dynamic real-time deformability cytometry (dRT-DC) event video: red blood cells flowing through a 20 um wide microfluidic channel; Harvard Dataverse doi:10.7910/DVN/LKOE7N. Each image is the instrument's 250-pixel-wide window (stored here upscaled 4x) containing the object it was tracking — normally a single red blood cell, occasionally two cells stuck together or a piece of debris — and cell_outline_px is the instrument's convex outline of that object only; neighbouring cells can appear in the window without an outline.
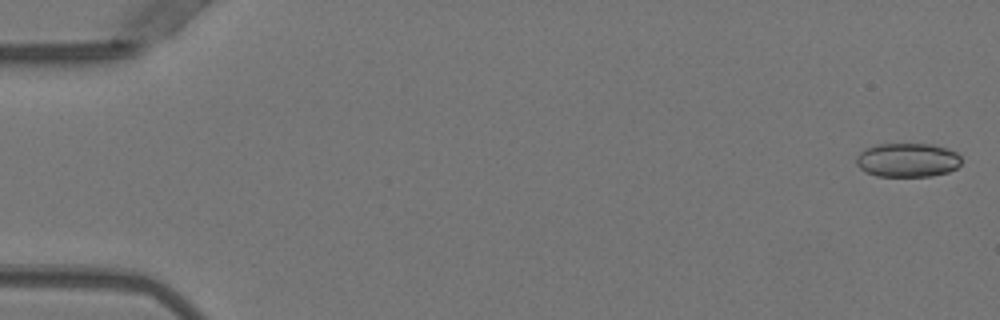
{"species": "Egyptian fruit bat (a non-hibernating species)", "species_latin": "Rousettus aegyptiacus", "temperature_condition": "warm", "stored_images_in_passage": 48, "camera_frame_rate_fps": 3000, "um_per_image_px": 0.085, "animal": {"sex": "female"}, "frame": {"image": 1, "passage_image": 1, "time_ms": 0.0, "image_size_px": [1000, 320], "cell_outline_px": [[960, 164], [956, 168], [948, 172], [932, 176], [876, 176], [864, 172], [856, 164], [856, 156], [864, 148], [876, 144], [932, 144], [948, 148], [956, 152], [960, 156]], "centroid_in_image_um": [77.11, 13.6], "position_along_channel_um": 7.9, "area_um2": 21.04}}
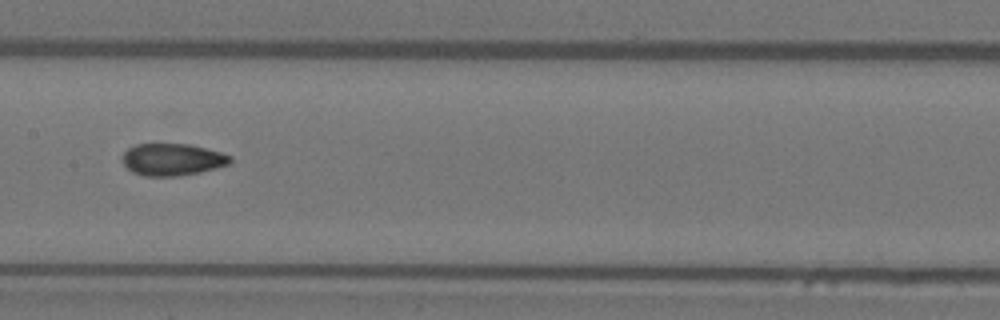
{"frame": {"image": 2, "passage_image": 26, "time_ms": 8.333, "image_size_px": [1000, 320], "cell_outline_px": [[232, 164], [200, 172], [180, 176], [144, 176], [132, 172], [124, 164], [120, 156], [128, 148], [136, 144], [188, 144], [220, 152], [232, 156]], "centroid_in_image_um": [14.65, 13.56], "position_along_channel_um": 192.8, "area_um2": 20.29}}
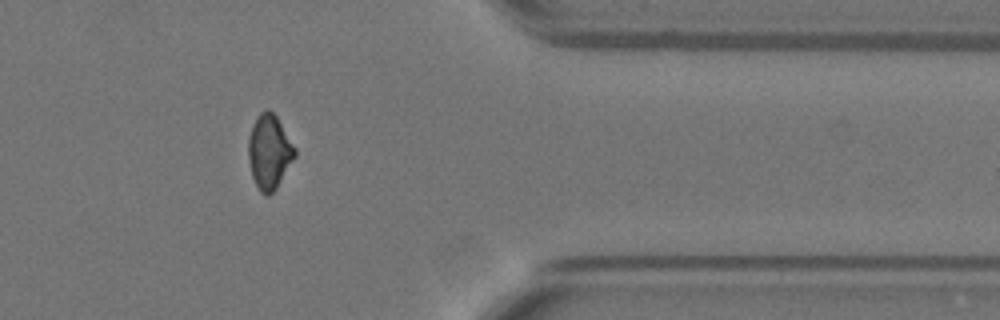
{"frame": {"image": 3, "passage_image": 42, "time_ms": 13.667, "image_size_px": [1000, 320], "cell_outline_px": [[296, 156], [276, 188], [268, 196], [260, 192], [252, 176], [248, 156], [248, 136], [252, 124], [260, 112], [268, 108], [276, 116], [296, 148]], "centroid_in_image_um": [22.88, 12.89], "position_along_channel_um": 388.5, "area_um2": 20.11}}